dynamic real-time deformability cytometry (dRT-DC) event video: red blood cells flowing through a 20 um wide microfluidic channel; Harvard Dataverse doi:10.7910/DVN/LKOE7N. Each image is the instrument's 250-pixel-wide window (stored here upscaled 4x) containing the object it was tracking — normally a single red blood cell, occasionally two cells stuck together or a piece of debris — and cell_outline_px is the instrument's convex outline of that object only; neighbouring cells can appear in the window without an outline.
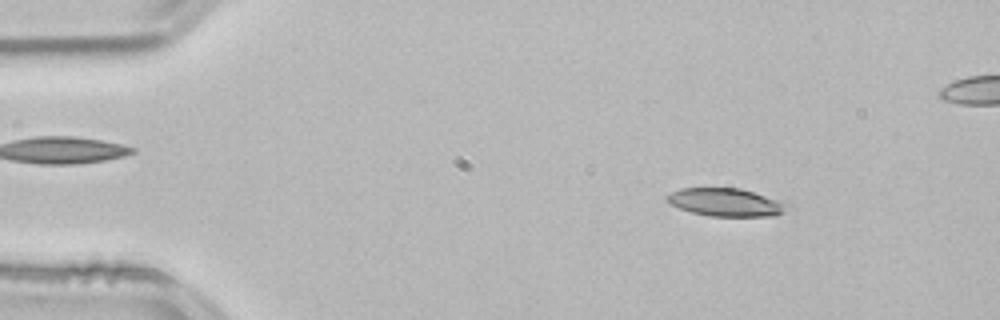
{"species": "common noctule bat (a hibernating species)", "species_latin": "Nyctalus noctula", "temperature_condition": "room temperature", "stored_images_in_passage": 54, "camera_frame_rate_fps": 3000, "um_per_image_px": 0.085, "animal": {"sex": "male", "body_mass_g": 21.5, "forearm_length_mm": 52.0}, "frame": {"image": 1, "passage_image": 7, "time_ms": 2.0, "image_size_px": [1000, 320], "cell_outline_px": [[796, 208], [776, 216], [708, 216], [692, 212], [680, 208], [672, 204], [664, 196], [680, 188], [740, 188], [792, 204]], "centroid_in_image_um": [61.82, 17.2], "position_along_channel_um": 23.2, "area_um2": 19.88}}
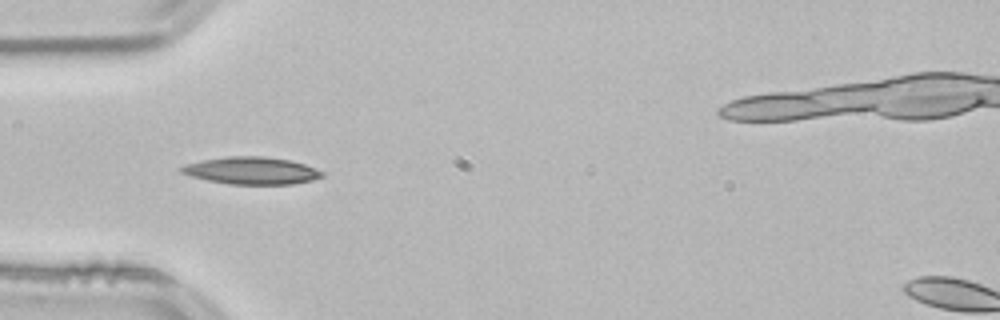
{"frame": {"image": 2, "passage_image": 16, "time_ms": 5.0, "image_size_px": [1000, 320], "cell_outline_px": [[324, 176], [312, 180], [292, 184], [228, 184], [208, 180], [192, 176], [180, 172], [176, 168], [184, 164], [204, 160], [228, 156], [264, 156], [292, 160], [304, 164], [324, 172]], "centroid_in_image_um": [21.37, 14.5], "position_along_channel_um": 63.6, "area_um2": 22.43}}
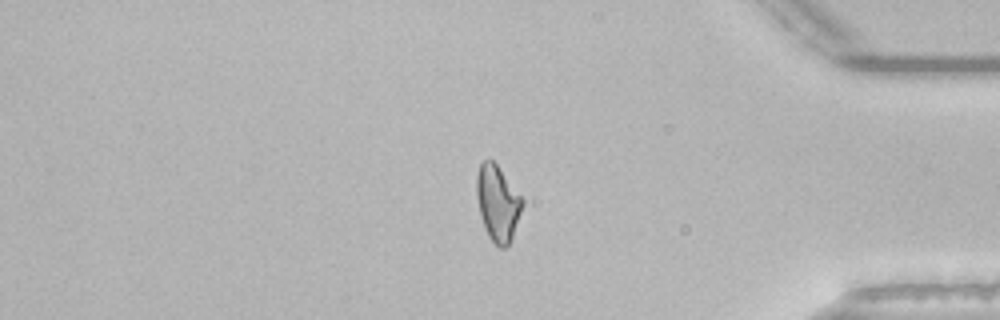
{"frame": {"image": 3, "passage_image": 44, "time_ms": 14.333, "image_size_px": [1000, 320], "cell_outline_px": [[524, 204], [512, 236], [508, 244], [504, 248], [500, 248], [488, 236], [484, 228], [476, 196], [476, 176], [480, 164], [484, 160], [492, 160], [496, 164], [524, 200]], "centroid_in_image_um": [42.29, 17.26], "position_along_channel_um": 392.9, "area_um2": 19.88}, "authors_computed_cell_mechanics": {"area_um2": 20.2878, "velocity_mm_per_s": 3.8349, "shape_relaxation_time_tau1_ms": 6.6364, "shape_relaxation_time_tau2_ms": 10.2819, "deformation_change_tau1": 0.2034, "deformation_change_tau2": 0.2035}}